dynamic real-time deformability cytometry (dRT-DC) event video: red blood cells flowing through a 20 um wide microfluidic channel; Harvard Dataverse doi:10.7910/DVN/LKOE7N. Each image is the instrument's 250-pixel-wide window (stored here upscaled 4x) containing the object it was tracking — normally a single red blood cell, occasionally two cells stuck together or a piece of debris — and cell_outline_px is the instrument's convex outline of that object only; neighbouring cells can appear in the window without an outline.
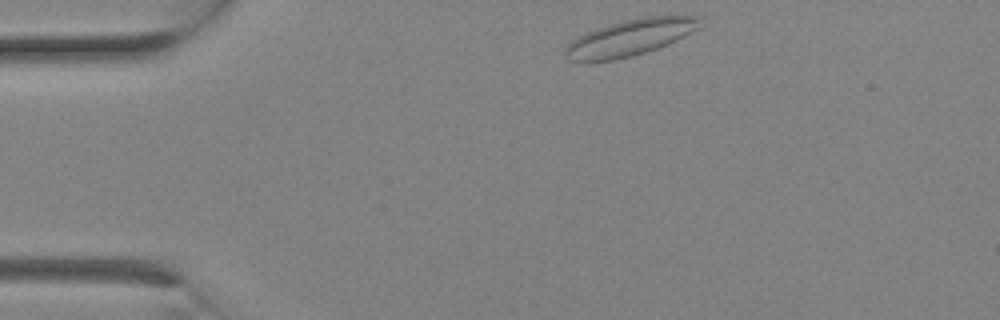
{"species": "Egyptian fruit bat (a non-hibernating species)", "species_latin": "Rousettus aegyptiacus", "temperature_condition": "room temperature", "stored_images_in_passage": 2, "camera_frame_rate_fps": 3000, "um_per_image_px": 0.085, "animal": {"sex": "female"}, "frame": {"image": 1, "passage_image": 1, "time_ms": 0.0, "image_size_px": [1000, 320], "cell_outline_px": [[704, 16], [700, 28], [668, 44], [632, 56], [616, 60], [588, 64], [580, 64], [568, 60], [564, 56], [564, 48], [576, 36], [624, 20], [640, 16]], "centroid_in_image_um": [53.5, 3.23], "position_along_channel_um": 31.5, "area_um2": 29.13}}